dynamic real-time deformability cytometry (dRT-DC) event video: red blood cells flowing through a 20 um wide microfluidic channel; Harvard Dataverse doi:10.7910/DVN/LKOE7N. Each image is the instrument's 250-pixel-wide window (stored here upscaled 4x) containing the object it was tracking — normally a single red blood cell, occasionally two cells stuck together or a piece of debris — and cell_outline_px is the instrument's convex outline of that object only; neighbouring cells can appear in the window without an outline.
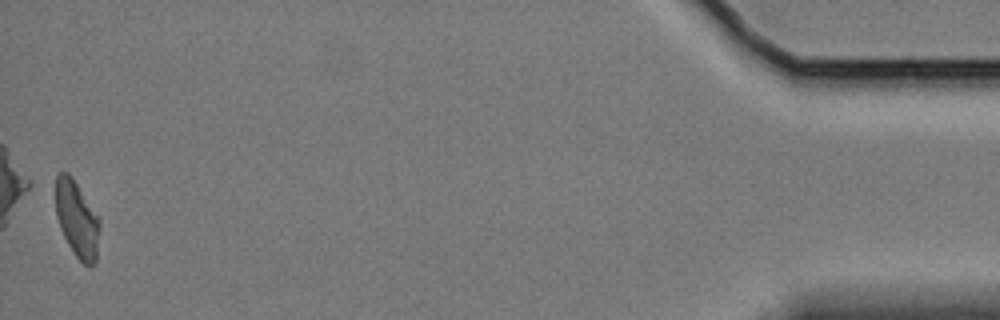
{"species": "Egyptian fruit bat (a non-hibernating species)", "species_latin": "Rousettus aegyptiacus", "temperature_condition": "cold", "stored_images_in_passage": 58, "camera_frame_rate_fps": 3000, "um_per_image_px": 0.085, "animal": {"sex": "female"}, "frame": {"image": 1, "passage_image": 58, "time_ms": 19.0, "image_size_px": [1000, 320], "cell_outline_px": [[100, 228], [96, 260], [88, 268], [76, 256], [68, 244], [60, 228], [56, 216], [56, 176], [60, 172], [68, 172], [72, 176], [100, 216]], "centroid_in_image_um": [6.57, 18.6], "position_along_channel_um": 428.6, "area_um2": 19.88}, "authors_computed_cell_mechanics": {"area_um2": 20.8658, "velocity_mm_per_s": 3.3713, "shape_relaxation_time_tau1_ms": 9.9482, "shape_relaxation_time_tau2_ms": 2.2365, "deformation_change_tau1": 0.2189, "deformation_change_tau2": 0.0992}}